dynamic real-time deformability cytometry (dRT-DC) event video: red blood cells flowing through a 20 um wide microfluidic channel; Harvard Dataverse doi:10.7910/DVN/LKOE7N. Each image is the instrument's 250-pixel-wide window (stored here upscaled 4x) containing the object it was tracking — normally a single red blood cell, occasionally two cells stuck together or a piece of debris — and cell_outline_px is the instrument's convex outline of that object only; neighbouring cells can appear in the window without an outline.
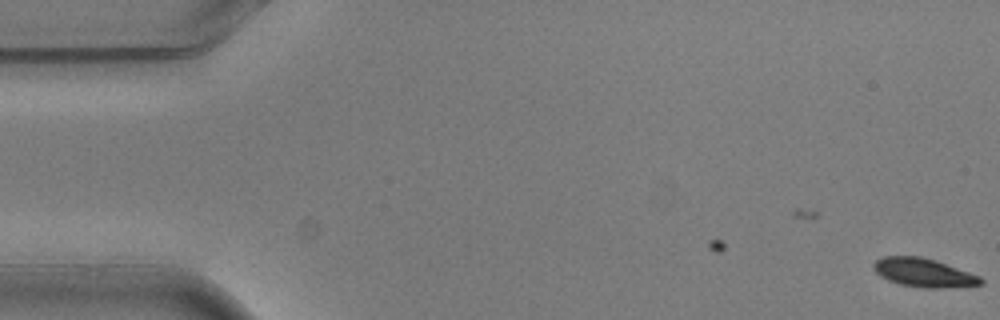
{"species": "common noctule bat (a hibernating species)", "species_latin": "Nyctalus noctula", "temperature_condition": "warm", "stored_images_in_passage": 2, "camera_frame_rate_fps": 3000, "um_per_image_px": 0.085, "animal": {"sex": "male", "body_mass_g": 20.5, "forearm_length_mm": 52.5}, "frame": {"image": 1, "passage_image": 2, "time_ms": 0.333, "image_size_px": [1000, 320], "cell_outline_px": [[984, 284], [940, 288], [924, 288], [900, 284], [888, 280], [880, 276], [876, 272], [872, 264], [876, 260], [884, 256], [920, 256], [936, 260], [980, 276], [984, 280]], "centroid_in_image_um": [78.51, 23.17], "position_along_channel_um": 6.5, "area_um2": 17.86}}